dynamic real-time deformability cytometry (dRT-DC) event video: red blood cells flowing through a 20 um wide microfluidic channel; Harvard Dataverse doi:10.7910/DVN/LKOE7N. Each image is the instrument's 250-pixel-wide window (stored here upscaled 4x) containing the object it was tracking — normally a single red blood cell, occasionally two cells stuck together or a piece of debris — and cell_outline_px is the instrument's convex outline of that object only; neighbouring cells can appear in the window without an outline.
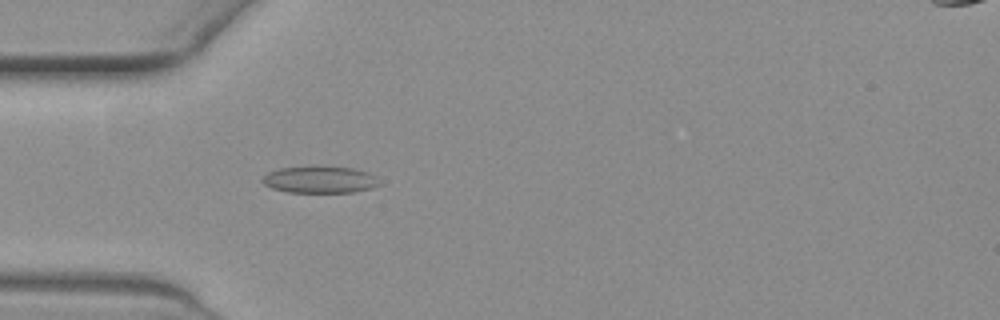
{"species": "common noctule bat (a hibernating species)", "species_latin": "Nyctalus noctula", "temperature_condition": "warm", "stored_images_in_passage": 39, "camera_frame_rate_fps": 3000, "um_per_image_px": 0.085, "animal": {"sex": "female", "body_mass_g": 19.3, "forearm_length_mm": 54.1}, "frame": {"image": 1, "passage_image": 9, "time_ms": 2.667, "image_size_px": [1000, 320], "cell_outline_px": [[364, 188], [348, 192], [292, 192], [276, 188], [268, 184], [264, 180], [272, 172], [284, 168], [344, 168], [360, 172]], "centroid_in_image_um": [26.85, 15.3], "position_along_channel_um": 58.2, "area_um2": 15.03}}
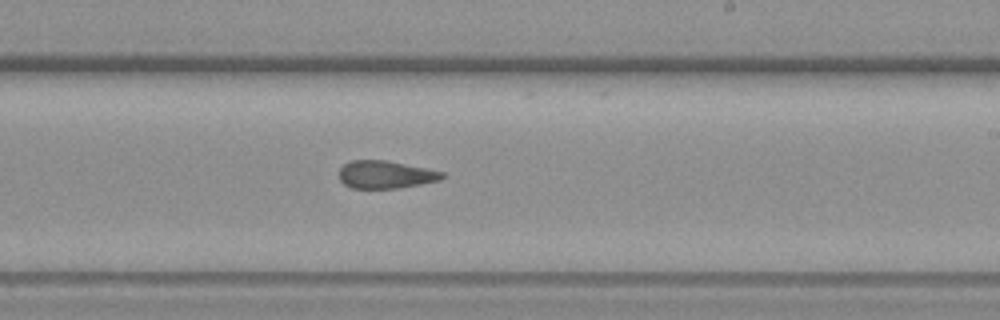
{"frame": {"image": 2, "passage_image": 27, "time_ms": 8.667, "image_size_px": [1000, 320], "cell_outline_px": [[444, 176], [432, 180], [412, 184], [388, 188], [356, 188], [340, 180], [340, 168], [344, 164], [356, 160], [380, 160], [440, 172]], "centroid_in_image_um": [32.61, 14.82], "position_along_channel_um": 256.4, "area_um2": 15.14}}
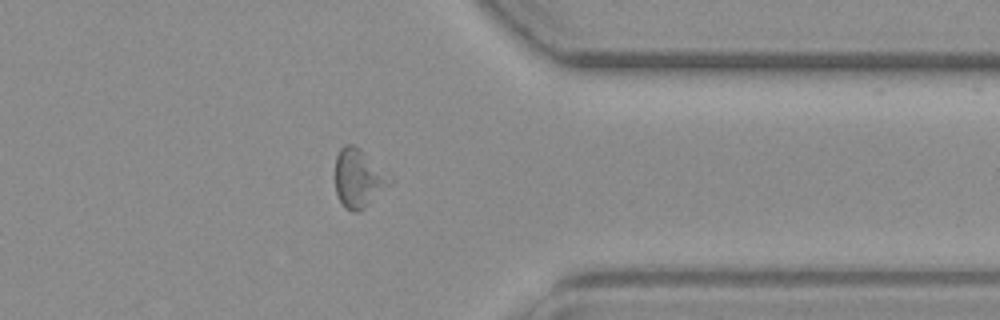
{"frame": {"image": 3, "passage_image": 39, "time_ms": 12.667, "image_size_px": [1000, 320], "cell_outline_px": [[368, 176], [360, 208], [348, 208], [340, 200], [336, 192], [336, 160], [340, 152], [348, 144], [356, 148]], "centroid_in_image_um": [29.79, 15.09], "position_along_channel_um": 381.6, "area_um2": 11.04}, "authors_computed_cell_mechanics": {"area_um2": 15.0858, "velocity_mm_per_s": 3.3622, "shape_relaxation_time_tau1_ms": null, "shape_relaxation_time_tau2_ms": 3.5056, "deformation_change_tau1": null, "deformation_change_tau2": 0.1027}}